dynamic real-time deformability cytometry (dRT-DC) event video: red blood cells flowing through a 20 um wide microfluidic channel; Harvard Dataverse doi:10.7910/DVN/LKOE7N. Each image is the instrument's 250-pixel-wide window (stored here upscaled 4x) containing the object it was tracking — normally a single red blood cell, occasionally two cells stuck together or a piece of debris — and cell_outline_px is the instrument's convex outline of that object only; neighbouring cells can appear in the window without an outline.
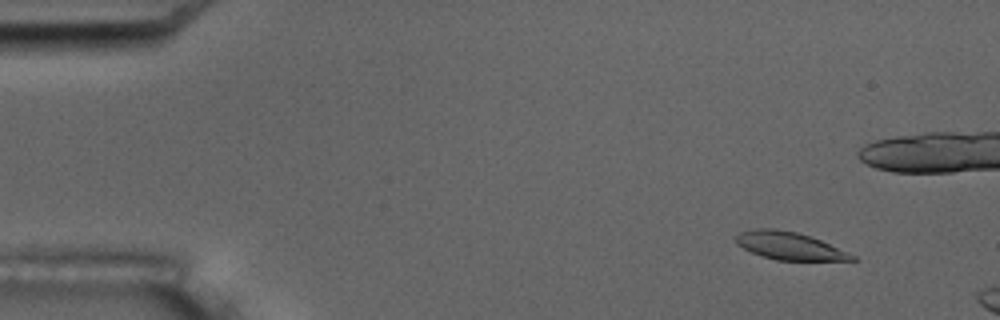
{"species": "common noctule bat (a hibernating species)", "species_latin": "Nyctalus noctula", "temperature_condition": "room temperature", "stored_images_in_passage": 4, "camera_frame_rate_fps": 3000, "um_per_image_px": 0.085, "animal": {"sex": "male", "body_mass_g": 17.5, "forearm_length_mm": 52.3}, "frame": {"image": 1, "passage_image": 2, "time_ms": 1.0, "image_size_px": [1000, 320], "cell_outline_px": [[856, 260], [776, 260], [752, 252], [736, 244], [736, 236], [740, 232], [756, 228], [776, 228], [796, 232], [820, 240], [848, 252], [856, 256]], "centroid_in_image_um": [67.08, 20.89], "position_along_channel_um": 17.9, "area_um2": 18.44}}